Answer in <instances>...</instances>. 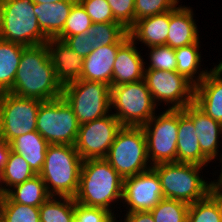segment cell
I'll return each instance as SVG.
<instances>
[{"instance_id": "obj_1", "label": "cell", "mask_w": 222, "mask_h": 222, "mask_svg": "<svg viewBox=\"0 0 222 222\" xmlns=\"http://www.w3.org/2000/svg\"><path fill=\"white\" fill-rule=\"evenodd\" d=\"M46 44L23 50L13 87L8 91L20 97L47 101L62 96Z\"/></svg>"}, {"instance_id": "obj_2", "label": "cell", "mask_w": 222, "mask_h": 222, "mask_svg": "<svg viewBox=\"0 0 222 222\" xmlns=\"http://www.w3.org/2000/svg\"><path fill=\"white\" fill-rule=\"evenodd\" d=\"M122 195L123 178L105 158L82 162L79 188L74 197L76 203L103 208L114 214L116 206H112L121 204Z\"/></svg>"}, {"instance_id": "obj_3", "label": "cell", "mask_w": 222, "mask_h": 222, "mask_svg": "<svg viewBox=\"0 0 222 222\" xmlns=\"http://www.w3.org/2000/svg\"><path fill=\"white\" fill-rule=\"evenodd\" d=\"M82 162L75 145L49 144L39 173L48 194L74 198L79 188Z\"/></svg>"}, {"instance_id": "obj_4", "label": "cell", "mask_w": 222, "mask_h": 222, "mask_svg": "<svg viewBox=\"0 0 222 222\" xmlns=\"http://www.w3.org/2000/svg\"><path fill=\"white\" fill-rule=\"evenodd\" d=\"M152 168L160 178L164 198L191 204L208 195L210 181L201 176L202 165L169 162L156 164Z\"/></svg>"}, {"instance_id": "obj_5", "label": "cell", "mask_w": 222, "mask_h": 222, "mask_svg": "<svg viewBox=\"0 0 222 222\" xmlns=\"http://www.w3.org/2000/svg\"><path fill=\"white\" fill-rule=\"evenodd\" d=\"M0 38L26 47L46 44L49 38L38 24L32 0H2Z\"/></svg>"}, {"instance_id": "obj_6", "label": "cell", "mask_w": 222, "mask_h": 222, "mask_svg": "<svg viewBox=\"0 0 222 222\" xmlns=\"http://www.w3.org/2000/svg\"><path fill=\"white\" fill-rule=\"evenodd\" d=\"M105 159L123 179L152 168L143 128L122 126Z\"/></svg>"}, {"instance_id": "obj_7", "label": "cell", "mask_w": 222, "mask_h": 222, "mask_svg": "<svg viewBox=\"0 0 222 222\" xmlns=\"http://www.w3.org/2000/svg\"><path fill=\"white\" fill-rule=\"evenodd\" d=\"M157 108L144 80L111 86V113L122 126L142 127Z\"/></svg>"}, {"instance_id": "obj_8", "label": "cell", "mask_w": 222, "mask_h": 222, "mask_svg": "<svg viewBox=\"0 0 222 222\" xmlns=\"http://www.w3.org/2000/svg\"><path fill=\"white\" fill-rule=\"evenodd\" d=\"M62 97L72 107L79 124L111 113V87L103 82L75 80L63 85Z\"/></svg>"}, {"instance_id": "obj_9", "label": "cell", "mask_w": 222, "mask_h": 222, "mask_svg": "<svg viewBox=\"0 0 222 222\" xmlns=\"http://www.w3.org/2000/svg\"><path fill=\"white\" fill-rule=\"evenodd\" d=\"M79 127L72 107L62 96L41 102L37 131L49 144L75 145Z\"/></svg>"}, {"instance_id": "obj_10", "label": "cell", "mask_w": 222, "mask_h": 222, "mask_svg": "<svg viewBox=\"0 0 222 222\" xmlns=\"http://www.w3.org/2000/svg\"><path fill=\"white\" fill-rule=\"evenodd\" d=\"M142 126L152 166L177 162L178 109H165ZM160 114V115H159Z\"/></svg>"}, {"instance_id": "obj_11", "label": "cell", "mask_w": 222, "mask_h": 222, "mask_svg": "<svg viewBox=\"0 0 222 222\" xmlns=\"http://www.w3.org/2000/svg\"><path fill=\"white\" fill-rule=\"evenodd\" d=\"M143 80L157 107L163 102L167 109H184L194 102L195 85L177 71L145 69Z\"/></svg>"}, {"instance_id": "obj_12", "label": "cell", "mask_w": 222, "mask_h": 222, "mask_svg": "<svg viewBox=\"0 0 222 222\" xmlns=\"http://www.w3.org/2000/svg\"><path fill=\"white\" fill-rule=\"evenodd\" d=\"M42 101L3 92L0 102V137L14 138L37 131V113Z\"/></svg>"}, {"instance_id": "obj_13", "label": "cell", "mask_w": 222, "mask_h": 222, "mask_svg": "<svg viewBox=\"0 0 222 222\" xmlns=\"http://www.w3.org/2000/svg\"><path fill=\"white\" fill-rule=\"evenodd\" d=\"M122 128L112 114L81 124L75 148L84 160L106 158L117 132Z\"/></svg>"}, {"instance_id": "obj_14", "label": "cell", "mask_w": 222, "mask_h": 222, "mask_svg": "<svg viewBox=\"0 0 222 222\" xmlns=\"http://www.w3.org/2000/svg\"><path fill=\"white\" fill-rule=\"evenodd\" d=\"M163 198L161 181L153 168L123 179L121 203L126 212L151 211Z\"/></svg>"}, {"instance_id": "obj_15", "label": "cell", "mask_w": 222, "mask_h": 222, "mask_svg": "<svg viewBox=\"0 0 222 222\" xmlns=\"http://www.w3.org/2000/svg\"><path fill=\"white\" fill-rule=\"evenodd\" d=\"M183 112L193 121L201 152L211 162L218 159L222 124L207 116L194 102L186 106Z\"/></svg>"}, {"instance_id": "obj_16", "label": "cell", "mask_w": 222, "mask_h": 222, "mask_svg": "<svg viewBox=\"0 0 222 222\" xmlns=\"http://www.w3.org/2000/svg\"><path fill=\"white\" fill-rule=\"evenodd\" d=\"M137 43L130 37L118 48L113 65L112 86L143 80L145 73L144 57Z\"/></svg>"}, {"instance_id": "obj_17", "label": "cell", "mask_w": 222, "mask_h": 222, "mask_svg": "<svg viewBox=\"0 0 222 222\" xmlns=\"http://www.w3.org/2000/svg\"><path fill=\"white\" fill-rule=\"evenodd\" d=\"M194 103L207 115L222 124V65L211 68L195 86Z\"/></svg>"}, {"instance_id": "obj_18", "label": "cell", "mask_w": 222, "mask_h": 222, "mask_svg": "<svg viewBox=\"0 0 222 222\" xmlns=\"http://www.w3.org/2000/svg\"><path fill=\"white\" fill-rule=\"evenodd\" d=\"M46 45L56 78L62 86L79 80L84 58L67 46L64 41L56 38H49Z\"/></svg>"}, {"instance_id": "obj_19", "label": "cell", "mask_w": 222, "mask_h": 222, "mask_svg": "<svg viewBox=\"0 0 222 222\" xmlns=\"http://www.w3.org/2000/svg\"><path fill=\"white\" fill-rule=\"evenodd\" d=\"M122 44L115 43L94 49L84 58L80 79L103 82L111 87L114 61Z\"/></svg>"}, {"instance_id": "obj_20", "label": "cell", "mask_w": 222, "mask_h": 222, "mask_svg": "<svg viewBox=\"0 0 222 222\" xmlns=\"http://www.w3.org/2000/svg\"><path fill=\"white\" fill-rule=\"evenodd\" d=\"M193 15L192 7H186L182 4L170 10L167 46L176 49L197 43L200 40L199 30Z\"/></svg>"}, {"instance_id": "obj_21", "label": "cell", "mask_w": 222, "mask_h": 222, "mask_svg": "<svg viewBox=\"0 0 222 222\" xmlns=\"http://www.w3.org/2000/svg\"><path fill=\"white\" fill-rule=\"evenodd\" d=\"M177 162L208 166L211 162L200 149L193 121L178 109Z\"/></svg>"}, {"instance_id": "obj_22", "label": "cell", "mask_w": 222, "mask_h": 222, "mask_svg": "<svg viewBox=\"0 0 222 222\" xmlns=\"http://www.w3.org/2000/svg\"><path fill=\"white\" fill-rule=\"evenodd\" d=\"M170 11L139 19L128 31L130 38L146 47L167 45Z\"/></svg>"}, {"instance_id": "obj_23", "label": "cell", "mask_w": 222, "mask_h": 222, "mask_svg": "<svg viewBox=\"0 0 222 222\" xmlns=\"http://www.w3.org/2000/svg\"><path fill=\"white\" fill-rule=\"evenodd\" d=\"M78 0H63L56 3H34V13L43 33L56 38L62 31L72 6Z\"/></svg>"}, {"instance_id": "obj_24", "label": "cell", "mask_w": 222, "mask_h": 222, "mask_svg": "<svg viewBox=\"0 0 222 222\" xmlns=\"http://www.w3.org/2000/svg\"><path fill=\"white\" fill-rule=\"evenodd\" d=\"M48 145L38 131L28 132L10 142L11 151L21 155L36 175L42 170Z\"/></svg>"}, {"instance_id": "obj_25", "label": "cell", "mask_w": 222, "mask_h": 222, "mask_svg": "<svg viewBox=\"0 0 222 222\" xmlns=\"http://www.w3.org/2000/svg\"><path fill=\"white\" fill-rule=\"evenodd\" d=\"M25 48L26 46L0 38V91L8 92L13 87Z\"/></svg>"}, {"instance_id": "obj_26", "label": "cell", "mask_w": 222, "mask_h": 222, "mask_svg": "<svg viewBox=\"0 0 222 222\" xmlns=\"http://www.w3.org/2000/svg\"><path fill=\"white\" fill-rule=\"evenodd\" d=\"M200 40L197 43L175 49L177 61L176 71L185 76L195 86L198 85L207 75L209 70H201V52H199ZM201 70V71H199Z\"/></svg>"}, {"instance_id": "obj_27", "label": "cell", "mask_w": 222, "mask_h": 222, "mask_svg": "<svg viewBox=\"0 0 222 222\" xmlns=\"http://www.w3.org/2000/svg\"><path fill=\"white\" fill-rule=\"evenodd\" d=\"M7 196L23 205L40 207L49 197L44 181L39 175L12 187Z\"/></svg>"}, {"instance_id": "obj_28", "label": "cell", "mask_w": 222, "mask_h": 222, "mask_svg": "<svg viewBox=\"0 0 222 222\" xmlns=\"http://www.w3.org/2000/svg\"><path fill=\"white\" fill-rule=\"evenodd\" d=\"M86 34L91 41L93 50L101 46L124 43L129 37V32L118 22L93 23Z\"/></svg>"}, {"instance_id": "obj_29", "label": "cell", "mask_w": 222, "mask_h": 222, "mask_svg": "<svg viewBox=\"0 0 222 222\" xmlns=\"http://www.w3.org/2000/svg\"><path fill=\"white\" fill-rule=\"evenodd\" d=\"M40 222H75V199L49 197L40 207Z\"/></svg>"}, {"instance_id": "obj_30", "label": "cell", "mask_w": 222, "mask_h": 222, "mask_svg": "<svg viewBox=\"0 0 222 222\" xmlns=\"http://www.w3.org/2000/svg\"><path fill=\"white\" fill-rule=\"evenodd\" d=\"M3 174L7 191L36 175L26 160L13 151L9 154L8 161L3 169Z\"/></svg>"}, {"instance_id": "obj_31", "label": "cell", "mask_w": 222, "mask_h": 222, "mask_svg": "<svg viewBox=\"0 0 222 222\" xmlns=\"http://www.w3.org/2000/svg\"><path fill=\"white\" fill-rule=\"evenodd\" d=\"M189 204L163 198L150 212L155 222H188Z\"/></svg>"}, {"instance_id": "obj_32", "label": "cell", "mask_w": 222, "mask_h": 222, "mask_svg": "<svg viewBox=\"0 0 222 222\" xmlns=\"http://www.w3.org/2000/svg\"><path fill=\"white\" fill-rule=\"evenodd\" d=\"M92 24L91 18L85 8L77 1L72 6L70 14L64 24L63 31L56 39L63 41L66 37L84 34Z\"/></svg>"}, {"instance_id": "obj_33", "label": "cell", "mask_w": 222, "mask_h": 222, "mask_svg": "<svg viewBox=\"0 0 222 222\" xmlns=\"http://www.w3.org/2000/svg\"><path fill=\"white\" fill-rule=\"evenodd\" d=\"M2 222H40L39 207L13 202L5 196Z\"/></svg>"}, {"instance_id": "obj_34", "label": "cell", "mask_w": 222, "mask_h": 222, "mask_svg": "<svg viewBox=\"0 0 222 222\" xmlns=\"http://www.w3.org/2000/svg\"><path fill=\"white\" fill-rule=\"evenodd\" d=\"M188 222H222V217L215 202L207 195L189 204Z\"/></svg>"}, {"instance_id": "obj_35", "label": "cell", "mask_w": 222, "mask_h": 222, "mask_svg": "<svg viewBox=\"0 0 222 222\" xmlns=\"http://www.w3.org/2000/svg\"><path fill=\"white\" fill-rule=\"evenodd\" d=\"M150 50L149 64L145 69L176 71L177 61L175 57V49L167 45L148 47Z\"/></svg>"}, {"instance_id": "obj_36", "label": "cell", "mask_w": 222, "mask_h": 222, "mask_svg": "<svg viewBox=\"0 0 222 222\" xmlns=\"http://www.w3.org/2000/svg\"><path fill=\"white\" fill-rule=\"evenodd\" d=\"M179 0H135V22L139 19L173 10Z\"/></svg>"}, {"instance_id": "obj_37", "label": "cell", "mask_w": 222, "mask_h": 222, "mask_svg": "<svg viewBox=\"0 0 222 222\" xmlns=\"http://www.w3.org/2000/svg\"><path fill=\"white\" fill-rule=\"evenodd\" d=\"M116 22L126 30L135 25V0H106Z\"/></svg>"}, {"instance_id": "obj_38", "label": "cell", "mask_w": 222, "mask_h": 222, "mask_svg": "<svg viewBox=\"0 0 222 222\" xmlns=\"http://www.w3.org/2000/svg\"><path fill=\"white\" fill-rule=\"evenodd\" d=\"M99 207H89L75 202V222H113L118 215Z\"/></svg>"}, {"instance_id": "obj_39", "label": "cell", "mask_w": 222, "mask_h": 222, "mask_svg": "<svg viewBox=\"0 0 222 222\" xmlns=\"http://www.w3.org/2000/svg\"><path fill=\"white\" fill-rule=\"evenodd\" d=\"M90 16L92 23L116 22L106 0H78Z\"/></svg>"}, {"instance_id": "obj_40", "label": "cell", "mask_w": 222, "mask_h": 222, "mask_svg": "<svg viewBox=\"0 0 222 222\" xmlns=\"http://www.w3.org/2000/svg\"><path fill=\"white\" fill-rule=\"evenodd\" d=\"M63 41L82 58L87 57L93 51L91 41L86 33L66 37Z\"/></svg>"}, {"instance_id": "obj_41", "label": "cell", "mask_w": 222, "mask_h": 222, "mask_svg": "<svg viewBox=\"0 0 222 222\" xmlns=\"http://www.w3.org/2000/svg\"><path fill=\"white\" fill-rule=\"evenodd\" d=\"M123 216L125 217L123 222H155L150 211L126 212Z\"/></svg>"}, {"instance_id": "obj_42", "label": "cell", "mask_w": 222, "mask_h": 222, "mask_svg": "<svg viewBox=\"0 0 222 222\" xmlns=\"http://www.w3.org/2000/svg\"><path fill=\"white\" fill-rule=\"evenodd\" d=\"M10 152V143L6 142L3 138L0 137V169H4Z\"/></svg>"}, {"instance_id": "obj_43", "label": "cell", "mask_w": 222, "mask_h": 222, "mask_svg": "<svg viewBox=\"0 0 222 222\" xmlns=\"http://www.w3.org/2000/svg\"><path fill=\"white\" fill-rule=\"evenodd\" d=\"M208 196L215 202L222 217V188H209Z\"/></svg>"}, {"instance_id": "obj_44", "label": "cell", "mask_w": 222, "mask_h": 222, "mask_svg": "<svg viewBox=\"0 0 222 222\" xmlns=\"http://www.w3.org/2000/svg\"><path fill=\"white\" fill-rule=\"evenodd\" d=\"M219 161H220V165H221V167H220V171L221 172H219L220 173V175H219V177L216 179V180H213V181H211L210 182V186H209V188H222V154L220 153V155H219Z\"/></svg>"}, {"instance_id": "obj_45", "label": "cell", "mask_w": 222, "mask_h": 222, "mask_svg": "<svg viewBox=\"0 0 222 222\" xmlns=\"http://www.w3.org/2000/svg\"><path fill=\"white\" fill-rule=\"evenodd\" d=\"M8 191L5 186L3 169H0V196H7Z\"/></svg>"}, {"instance_id": "obj_46", "label": "cell", "mask_w": 222, "mask_h": 222, "mask_svg": "<svg viewBox=\"0 0 222 222\" xmlns=\"http://www.w3.org/2000/svg\"><path fill=\"white\" fill-rule=\"evenodd\" d=\"M34 3L44 4V3H56L63 0H32Z\"/></svg>"}, {"instance_id": "obj_47", "label": "cell", "mask_w": 222, "mask_h": 222, "mask_svg": "<svg viewBox=\"0 0 222 222\" xmlns=\"http://www.w3.org/2000/svg\"><path fill=\"white\" fill-rule=\"evenodd\" d=\"M4 200H5V197L0 196V222H2V209H3Z\"/></svg>"}, {"instance_id": "obj_48", "label": "cell", "mask_w": 222, "mask_h": 222, "mask_svg": "<svg viewBox=\"0 0 222 222\" xmlns=\"http://www.w3.org/2000/svg\"><path fill=\"white\" fill-rule=\"evenodd\" d=\"M1 6H2V0H0V16H1Z\"/></svg>"}, {"instance_id": "obj_49", "label": "cell", "mask_w": 222, "mask_h": 222, "mask_svg": "<svg viewBox=\"0 0 222 222\" xmlns=\"http://www.w3.org/2000/svg\"><path fill=\"white\" fill-rule=\"evenodd\" d=\"M2 95H3V92L0 91V102H1Z\"/></svg>"}]
</instances>
